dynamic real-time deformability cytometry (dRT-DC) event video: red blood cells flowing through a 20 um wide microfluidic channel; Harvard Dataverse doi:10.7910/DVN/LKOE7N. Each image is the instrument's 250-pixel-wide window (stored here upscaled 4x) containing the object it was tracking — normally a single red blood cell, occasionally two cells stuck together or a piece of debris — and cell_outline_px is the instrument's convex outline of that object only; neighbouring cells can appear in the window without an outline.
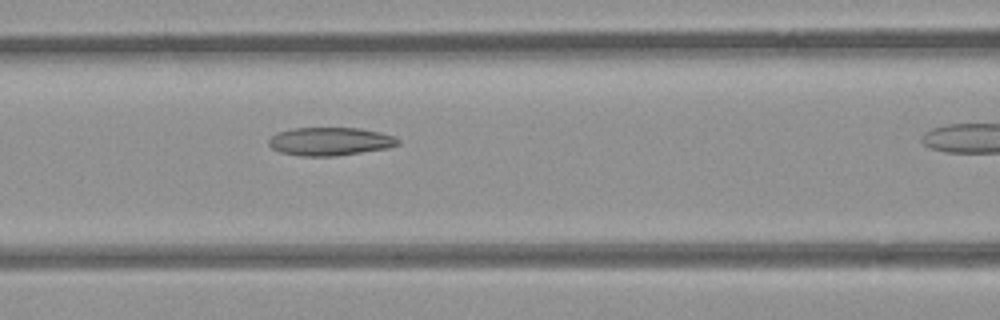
{"species": "common noctule bat (a hibernating species)", "species_latin": "Nyctalus noctula", "temperature_condition": "room temperature", "stored_images_in_passage": 11, "camera_frame_rate_fps": 3000, "um_per_image_px": 0.085, "animal": {"sex": "female", "body_mass_g": 21.9}, "frame": {"image": 1, "passage_image": 7, "time_ms": 2.0, "image_size_px": [1000, 320], "cell_outline_px": [[400, 144], [388, 148], [336, 156], [300, 156], [280, 152], [272, 148], [268, 144], [268, 140], [276, 132], [292, 128], [360, 128], [380, 132], [396, 136], [400, 140]], "centroid_in_image_um": [28.07, 12.02], "position_along_channel_um": 138.5, "area_um2": 21.44}}
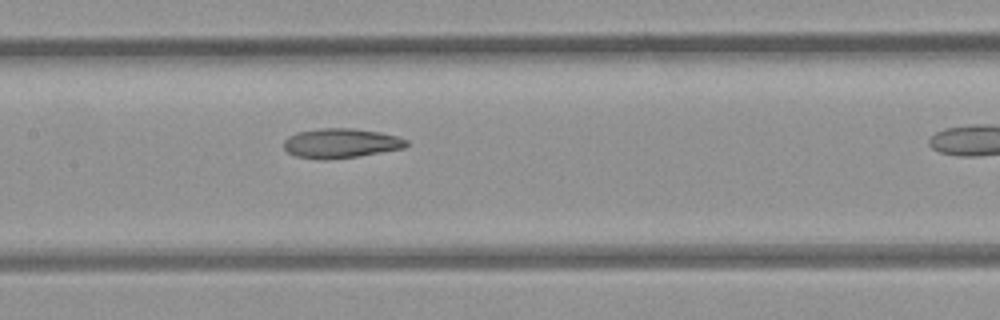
{"frame": {"image": 2, "passage_image": 10, "time_ms": 3.0, "image_size_px": [1000, 320], "cell_outline_px": [[408, 144], [404, 148], [356, 156], [296, 156], [288, 152], [284, 148], [284, 140], [288, 136], [296, 132], [324, 128], [352, 128], [380, 132], [396, 136], [408, 140]], "centroid_in_image_um": [29.01, 12.11], "position_along_channel_um": 178.4, "area_um2": 20.11}}